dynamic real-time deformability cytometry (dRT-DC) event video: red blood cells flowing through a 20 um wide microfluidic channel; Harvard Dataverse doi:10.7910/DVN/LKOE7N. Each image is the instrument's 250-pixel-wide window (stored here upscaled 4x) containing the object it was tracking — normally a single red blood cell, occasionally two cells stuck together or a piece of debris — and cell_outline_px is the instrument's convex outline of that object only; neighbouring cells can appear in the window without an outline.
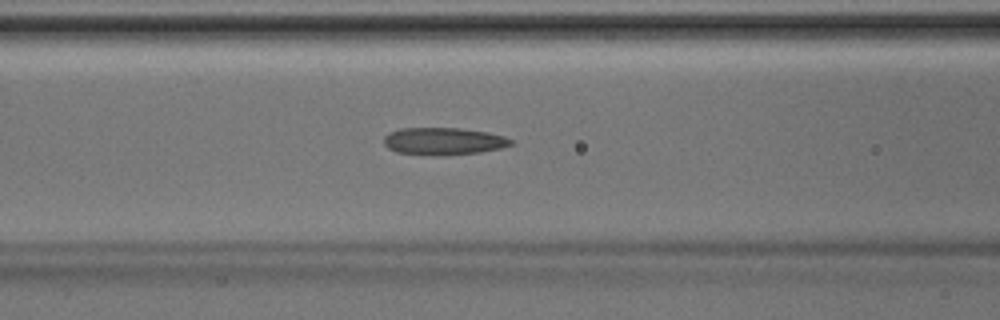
{"species": "Egyptian fruit bat (a non-hibernating species)", "species_latin": "Rousettus aegyptiacus", "temperature_condition": "room temperature", "stored_images_in_passage": 43, "camera_frame_rate_fps": 3000, "um_per_image_px": 0.085, "animal": {"sex": "male"}, "frame": {"image": 1, "passage_image": 16, "time_ms": 5.0, "image_size_px": [1000, 320], "cell_outline_px": [[512, 144], [500, 148], [480, 152], [396, 152], [388, 148], [384, 144], [384, 136], [388, 132], [400, 128], [460, 128], [488, 132], [504, 136], [512, 140]], "centroid_in_image_um": [37.69, 11.93], "position_along_channel_um": 128.9, "area_um2": 19.07}}
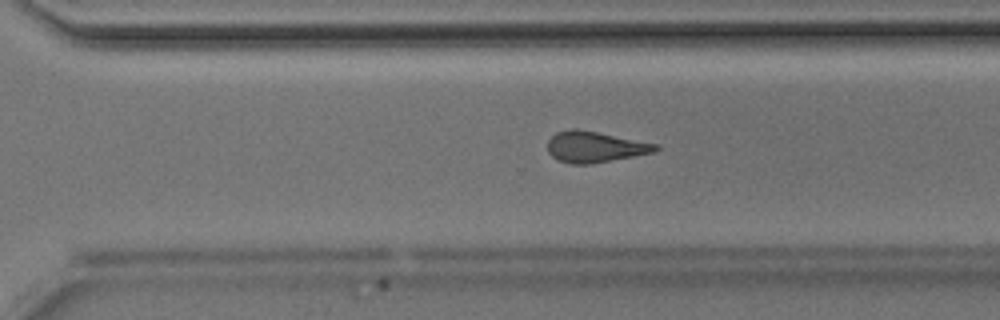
{"frame": {"image": 2, "passage_image": 29, "time_ms": 9.333, "image_size_px": [1000, 320], "cell_outline_px": [[660, 148], [656, 152], [592, 164], [568, 164], [556, 160], [548, 152], [548, 140], [556, 132], [572, 128], [576, 128], [656, 144]], "centroid_in_image_um": [50.53, 12.5], "position_along_channel_um": 320.1, "area_um2": 19.48}}
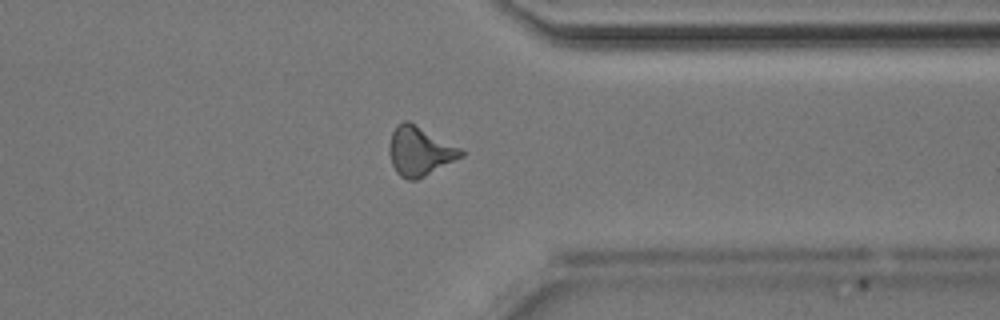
{"frame": {"image": 3, "passage_image": 33, "time_ms": 10.667, "image_size_px": [1000, 320], "cell_outline_px": [[464, 156], [416, 180], [408, 180], [400, 176], [396, 172], [392, 164], [388, 152], [388, 144], [392, 132], [396, 124], [404, 120], [408, 120], [460, 148], [464, 152]], "centroid_in_image_um": [35.63, 12.84], "position_along_channel_um": 375.8, "area_um2": 20.52}}